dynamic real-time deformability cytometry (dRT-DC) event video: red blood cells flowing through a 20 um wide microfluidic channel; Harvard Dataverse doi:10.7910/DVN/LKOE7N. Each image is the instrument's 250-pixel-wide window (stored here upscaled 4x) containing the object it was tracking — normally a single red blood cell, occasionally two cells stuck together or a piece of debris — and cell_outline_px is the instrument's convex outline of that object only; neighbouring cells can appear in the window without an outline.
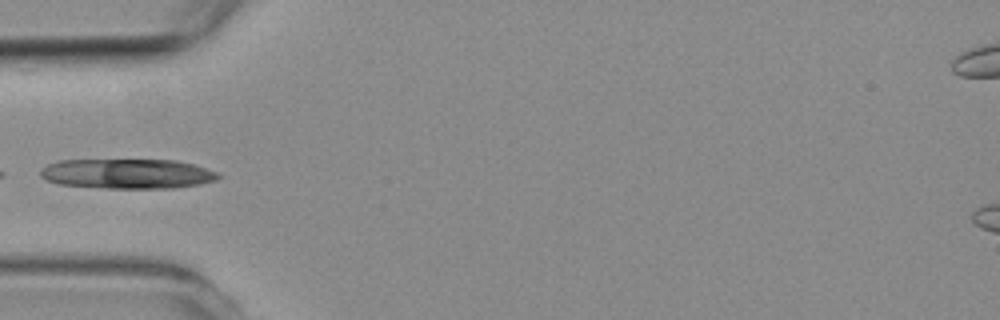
{"species": "common noctule bat (a hibernating species)", "species_latin": "Nyctalus noctula", "temperature_condition": "room temperature", "stored_images_in_passage": 4, "camera_frame_rate_fps": 3000, "um_per_image_px": 0.085, "animal": {"sex": "female", "body_mass_g": 19.3, "forearm_length_mm": 54.1}, "frame": {"image": 1, "passage_image": 4, "time_ms": 4.0, "image_size_px": [1000, 320], "cell_outline_px": [[220, 176], [216, 180], [200, 184], [172, 188], [108, 188], [60, 184], [48, 180], [40, 176], [40, 168], [48, 164], [60, 160], [176, 160], [192, 164], [216, 172]], "centroid_in_image_um": [10.81, 14.76], "position_along_channel_um": 74.2, "area_um2": 30.69}}